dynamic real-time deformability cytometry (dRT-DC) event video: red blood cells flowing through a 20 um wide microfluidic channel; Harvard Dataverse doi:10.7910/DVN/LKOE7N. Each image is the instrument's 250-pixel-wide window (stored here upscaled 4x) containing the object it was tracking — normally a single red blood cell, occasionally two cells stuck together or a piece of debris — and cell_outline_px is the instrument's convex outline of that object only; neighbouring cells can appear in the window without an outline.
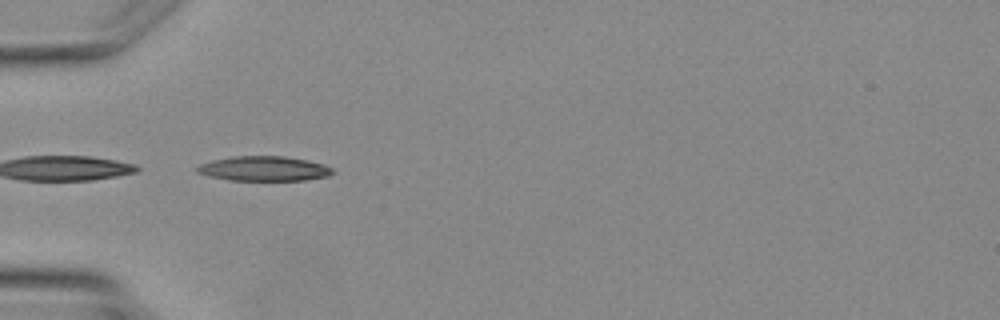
{"species": "Egyptian fruit bat (a non-hibernating species)", "species_latin": "Rousettus aegyptiacus", "temperature_condition": "warm", "stored_images_in_passage": 2, "camera_frame_rate_fps": 3000, "um_per_image_px": 0.085, "animal": {"sex": "female"}, "frame": {"image": 1, "passage_image": 2, "time_ms": 1.0, "image_size_px": [1000, 320], "cell_outline_px": [[336, 172], [328, 176], [304, 180], [228, 180], [208, 176], [196, 172], [196, 168], [200, 164], [212, 160], [232, 156], [284, 156], [308, 160], [324, 164], [332, 168]], "centroid_in_image_um": [22.44, 14.33], "position_along_channel_um": 62.6, "area_um2": 19.65}}